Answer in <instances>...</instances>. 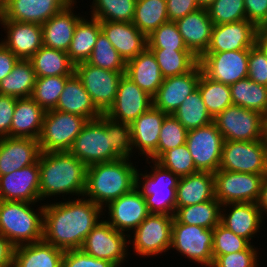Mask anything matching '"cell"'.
Masks as SVG:
<instances>
[{"mask_svg":"<svg viewBox=\"0 0 267 267\" xmlns=\"http://www.w3.org/2000/svg\"><path fill=\"white\" fill-rule=\"evenodd\" d=\"M257 206L261 211L262 217L265 219L264 216L267 217V172L263 176L260 195L257 201Z\"/></svg>","mask_w":267,"mask_h":267,"instance_id":"61","label":"cell"},{"mask_svg":"<svg viewBox=\"0 0 267 267\" xmlns=\"http://www.w3.org/2000/svg\"><path fill=\"white\" fill-rule=\"evenodd\" d=\"M86 62L102 69L120 73L126 72V62L102 31L99 33L92 54Z\"/></svg>","mask_w":267,"mask_h":267,"instance_id":"45","label":"cell"},{"mask_svg":"<svg viewBox=\"0 0 267 267\" xmlns=\"http://www.w3.org/2000/svg\"><path fill=\"white\" fill-rule=\"evenodd\" d=\"M136 0H93L92 18L108 22H133Z\"/></svg>","mask_w":267,"mask_h":267,"instance_id":"44","label":"cell"},{"mask_svg":"<svg viewBox=\"0 0 267 267\" xmlns=\"http://www.w3.org/2000/svg\"><path fill=\"white\" fill-rule=\"evenodd\" d=\"M219 169L265 174L267 172V137L254 141H224Z\"/></svg>","mask_w":267,"mask_h":267,"instance_id":"10","label":"cell"},{"mask_svg":"<svg viewBox=\"0 0 267 267\" xmlns=\"http://www.w3.org/2000/svg\"><path fill=\"white\" fill-rule=\"evenodd\" d=\"M214 198V173L198 171L179 178L176 188V207L191 206Z\"/></svg>","mask_w":267,"mask_h":267,"instance_id":"33","label":"cell"},{"mask_svg":"<svg viewBox=\"0 0 267 267\" xmlns=\"http://www.w3.org/2000/svg\"><path fill=\"white\" fill-rule=\"evenodd\" d=\"M7 0H0V7L6 2Z\"/></svg>","mask_w":267,"mask_h":267,"instance_id":"64","label":"cell"},{"mask_svg":"<svg viewBox=\"0 0 267 267\" xmlns=\"http://www.w3.org/2000/svg\"><path fill=\"white\" fill-rule=\"evenodd\" d=\"M88 119L58 110L45 112L38 138L40 152L69 151Z\"/></svg>","mask_w":267,"mask_h":267,"instance_id":"8","label":"cell"},{"mask_svg":"<svg viewBox=\"0 0 267 267\" xmlns=\"http://www.w3.org/2000/svg\"><path fill=\"white\" fill-rule=\"evenodd\" d=\"M77 1L73 0L63 10L41 25L43 46L67 52L77 23L83 18L74 13Z\"/></svg>","mask_w":267,"mask_h":267,"instance_id":"27","label":"cell"},{"mask_svg":"<svg viewBox=\"0 0 267 267\" xmlns=\"http://www.w3.org/2000/svg\"><path fill=\"white\" fill-rule=\"evenodd\" d=\"M215 0H197L199 6L201 8H207L210 4H212Z\"/></svg>","mask_w":267,"mask_h":267,"instance_id":"63","label":"cell"},{"mask_svg":"<svg viewBox=\"0 0 267 267\" xmlns=\"http://www.w3.org/2000/svg\"><path fill=\"white\" fill-rule=\"evenodd\" d=\"M224 141L262 140L266 135V120L261 113L231 105L213 118Z\"/></svg>","mask_w":267,"mask_h":267,"instance_id":"7","label":"cell"},{"mask_svg":"<svg viewBox=\"0 0 267 267\" xmlns=\"http://www.w3.org/2000/svg\"><path fill=\"white\" fill-rule=\"evenodd\" d=\"M152 105V96L124 74L119 82L115 101L105 115L114 121L131 124Z\"/></svg>","mask_w":267,"mask_h":267,"instance_id":"18","label":"cell"},{"mask_svg":"<svg viewBox=\"0 0 267 267\" xmlns=\"http://www.w3.org/2000/svg\"><path fill=\"white\" fill-rule=\"evenodd\" d=\"M125 75L152 97L164 80L156 57L148 48L126 62Z\"/></svg>","mask_w":267,"mask_h":267,"instance_id":"31","label":"cell"},{"mask_svg":"<svg viewBox=\"0 0 267 267\" xmlns=\"http://www.w3.org/2000/svg\"><path fill=\"white\" fill-rule=\"evenodd\" d=\"M168 20L175 22L201 8L197 0H166Z\"/></svg>","mask_w":267,"mask_h":267,"instance_id":"58","label":"cell"},{"mask_svg":"<svg viewBox=\"0 0 267 267\" xmlns=\"http://www.w3.org/2000/svg\"><path fill=\"white\" fill-rule=\"evenodd\" d=\"M63 250L39 241L14 248L12 267H62Z\"/></svg>","mask_w":267,"mask_h":267,"instance_id":"34","label":"cell"},{"mask_svg":"<svg viewBox=\"0 0 267 267\" xmlns=\"http://www.w3.org/2000/svg\"><path fill=\"white\" fill-rule=\"evenodd\" d=\"M69 197L65 202L44 203L42 240L63 251L80 249L105 214L102 207L84 196Z\"/></svg>","mask_w":267,"mask_h":267,"instance_id":"1","label":"cell"},{"mask_svg":"<svg viewBox=\"0 0 267 267\" xmlns=\"http://www.w3.org/2000/svg\"><path fill=\"white\" fill-rule=\"evenodd\" d=\"M15 246L0 234V267H12Z\"/></svg>","mask_w":267,"mask_h":267,"instance_id":"60","label":"cell"},{"mask_svg":"<svg viewBox=\"0 0 267 267\" xmlns=\"http://www.w3.org/2000/svg\"><path fill=\"white\" fill-rule=\"evenodd\" d=\"M40 153L39 142L34 138H0V176L34 164Z\"/></svg>","mask_w":267,"mask_h":267,"instance_id":"26","label":"cell"},{"mask_svg":"<svg viewBox=\"0 0 267 267\" xmlns=\"http://www.w3.org/2000/svg\"><path fill=\"white\" fill-rule=\"evenodd\" d=\"M147 48L149 50L190 51L173 21L162 24L147 36Z\"/></svg>","mask_w":267,"mask_h":267,"instance_id":"47","label":"cell"},{"mask_svg":"<svg viewBox=\"0 0 267 267\" xmlns=\"http://www.w3.org/2000/svg\"><path fill=\"white\" fill-rule=\"evenodd\" d=\"M167 22L166 0H136L132 23L146 37Z\"/></svg>","mask_w":267,"mask_h":267,"instance_id":"40","label":"cell"},{"mask_svg":"<svg viewBox=\"0 0 267 267\" xmlns=\"http://www.w3.org/2000/svg\"><path fill=\"white\" fill-rule=\"evenodd\" d=\"M247 77L267 86V55L256 44L249 49Z\"/></svg>","mask_w":267,"mask_h":267,"instance_id":"54","label":"cell"},{"mask_svg":"<svg viewBox=\"0 0 267 267\" xmlns=\"http://www.w3.org/2000/svg\"><path fill=\"white\" fill-rule=\"evenodd\" d=\"M73 0H7L0 9V20L42 25Z\"/></svg>","mask_w":267,"mask_h":267,"instance_id":"19","label":"cell"},{"mask_svg":"<svg viewBox=\"0 0 267 267\" xmlns=\"http://www.w3.org/2000/svg\"><path fill=\"white\" fill-rule=\"evenodd\" d=\"M62 267H117L105 259L86 254L81 249L67 250L62 258Z\"/></svg>","mask_w":267,"mask_h":267,"instance_id":"55","label":"cell"},{"mask_svg":"<svg viewBox=\"0 0 267 267\" xmlns=\"http://www.w3.org/2000/svg\"><path fill=\"white\" fill-rule=\"evenodd\" d=\"M69 77L47 76L37 78L31 98L45 111L54 110Z\"/></svg>","mask_w":267,"mask_h":267,"instance_id":"46","label":"cell"},{"mask_svg":"<svg viewBox=\"0 0 267 267\" xmlns=\"http://www.w3.org/2000/svg\"><path fill=\"white\" fill-rule=\"evenodd\" d=\"M227 213V214H226ZM264 218L257 203H230L221 205L220 223L251 244L253 237L260 232Z\"/></svg>","mask_w":267,"mask_h":267,"instance_id":"25","label":"cell"},{"mask_svg":"<svg viewBox=\"0 0 267 267\" xmlns=\"http://www.w3.org/2000/svg\"><path fill=\"white\" fill-rule=\"evenodd\" d=\"M249 50L204 53L199 58L202 72L210 79L231 85L248 76Z\"/></svg>","mask_w":267,"mask_h":267,"instance_id":"16","label":"cell"},{"mask_svg":"<svg viewBox=\"0 0 267 267\" xmlns=\"http://www.w3.org/2000/svg\"><path fill=\"white\" fill-rule=\"evenodd\" d=\"M187 132L185 127L173 116V114H168L164 118L159 134L157 159L164 152L185 144Z\"/></svg>","mask_w":267,"mask_h":267,"instance_id":"50","label":"cell"},{"mask_svg":"<svg viewBox=\"0 0 267 267\" xmlns=\"http://www.w3.org/2000/svg\"><path fill=\"white\" fill-rule=\"evenodd\" d=\"M0 200L40 203L38 160L0 176Z\"/></svg>","mask_w":267,"mask_h":267,"instance_id":"22","label":"cell"},{"mask_svg":"<svg viewBox=\"0 0 267 267\" xmlns=\"http://www.w3.org/2000/svg\"><path fill=\"white\" fill-rule=\"evenodd\" d=\"M36 73L29 59H19L10 74L0 81V94L15 98L31 97Z\"/></svg>","mask_w":267,"mask_h":267,"instance_id":"37","label":"cell"},{"mask_svg":"<svg viewBox=\"0 0 267 267\" xmlns=\"http://www.w3.org/2000/svg\"><path fill=\"white\" fill-rule=\"evenodd\" d=\"M202 69L198 63L190 72L163 80L152 97L153 106L166 114H173L183 101L197 89Z\"/></svg>","mask_w":267,"mask_h":267,"instance_id":"20","label":"cell"},{"mask_svg":"<svg viewBox=\"0 0 267 267\" xmlns=\"http://www.w3.org/2000/svg\"><path fill=\"white\" fill-rule=\"evenodd\" d=\"M145 163H152L151 171L137 170L136 187L145 197L149 212L174 215L179 177L154 160L147 159Z\"/></svg>","mask_w":267,"mask_h":267,"instance_id":"5","label":"cell"},{"mask_svg":"<svg viewBox=\"0 0 267 267\" xmlns=\"http://www.w3.org/2000/svg\"><path fill=\"white\" fill-rule=\"evenodd\" d=\"M19 58L0 42V81L13 70Z\"/></svg>","mask_w":267,"mask_h":267,"instance_id":"59","label":"cell"},{"mask_svg":"<svg viewBox=\"0 0 267 267\" xmlns=\"http://www.w3.org/2000/svg\"><path fill=\"white\" fill-rule=\"evenodd\" d=\"M155 55L163 78L190 72L199 59L191 51L151 50Z\"/></svg>","mask_w":267,"mask_h":267,"instance_id":"43","label":"cell"},{"mask_svg":"<svg viewBox=\"0 0 267 267\" xmlns=\"http://www.w3.org/2000/svg\"><path fill=\"white\" fill-rule=\"evenodd\" d=\"M131 160L120 158L88 166L84 197L104 208L135 188L137 166Z\"/></svg>","mask_w":267,"mask_h":267,"instance_id":"3","label":"cell"},{"mask_svg":"<svg viewBox=\"0 0 267 267\" xmlns=\"http://www.w3.org/2000/svg\"><path fill=\"white\" fill-rule=\"evenodd\" d=\"M17 98L0 94V138L10 136V128Z\"/></svg>","mask_w":267,"mask_h":267,"instance_id":"56","label":"cell"},{"mask_svg":"<svg viewBox=\"0 0 267 267\" xmlns=\"http://www.w3.org/2000/svg\"><path fill=\"white\" fill-rule=\"evenodd\" d=\"M251 243L219 223L213 229V260L219 255L246 250Z\"/></svg>","mask_w":267,"mask_h":267,"instance_id":"51","label":"cell"},{"mask_svg":"<svg viewBox=\"0 0 267 267\" xmlns=\"http://www.w3.org/2000/svg\"><path fill=\"white\" fill-rule=\"evenodd\" d=\"M69 152L87 167L96 163L126 158L113 144L112 133L105 127V114L88 120Z\"/></svg>","mask_w":267,"mask_h":267,"instance_id":"6","label":"cell"},{"mask_svg":"<svg viewBox=\"0 0 267 267\" xmlns=\"http://www.w3.org/2000/svg\"><path fill=\"white\" fill-rule=\"evenodd\" d=\"M266 120V135H267V116L265 117Z\"/></svg>","mask_w":267,"mask_h":267,"instance_id":"65","label":"cell"},{"mask_svg":"<svg viewBox=\"0 0 267 267\" xmlns=\"http://www.w3.org/2000/svg\"><path fill=\"white\" fill-rule=\"evenodd\" d=\"M38 165L41 201L61 194L63 200L64 195L84 196L87 166L69 151L41 152Z\"/></svg>","mask_w":267,"mask_h":267,"instance_id":"2","label":"cell"},{"mask_svg":"<svg viewBox=\"0 0 267 267\" xmlns=\"http://www.w3.org/2000/svg\"><path fill=\"white\" fill-rule=\"evenodd\" d=\"M233 105L254 110L267 116V86L253 82L248 77L231 85Z\"/></svg>","mask_w":267,"mask_h":267,"instance_id":"38","label":"cell"},{"mask_svg":"<svg viewBox=\"0 0 267 267\" xmlns=\"http://www.w3.org/2000/svg\"><path fill=\"white\" fill-rule=\"evenodd\" d=\"M45 112L31 97L17 98L11 122L10 137L38 140Z\"/></svg>","mask_w":267,"mask_h":267,"instance_id":"32","label":"cell"},{"mask_svg":"<svg viewBox=\"0 0 267 267\" xmlns=\"http://www.w3.org/2000/svg\"><path fill=\"white\" fill-rule=\"evenodd\" d=\"M206 9L214 25L246 20L244 0H215Z\"/></svg>","mask_w":267,"mask_h":267,"instance_id":"49","label":"cell"},{"mask_svg":"<svg viewBox=\"0 0 267 267\" xmlns=\"http://www.w3.org/2000/svg\"><path fill=\"white\" fill-rule=\"evenodd\" d=\"M156 162L179 178L198 172L186 143L164 152Z\"/></svg>","mask_w":267,"mask_h":267,"instance_id":"48","label":"cell"},{"mask_svg":"<svg viewBox=\"0 0 267 267\" xmlns=\"http://www.w3.org/2000/svg\"><path fill=\"white\" fill-rule=\"evenodd\" d=\"M173 220L174 215L150 213L131 233L133 236H128L136 255L149 258L168 252L172 242Z\"/></svg>","mask_w":267,"mask_h":267,"instance_id":"9","label":"cell"},{"mask_svg":"<svg viewBox=\"0 0 267 267\" xmlns=\"http://www.w3.org/2000/svg\"><path fill=\"white\" fill-rule=\"evenodd\" d=\"M251 244L246 250L217 256L211 267H258L259 251Z\"/></svg>","mask_w":267,"mask_h":267,"instance_id":"52","label":"cell"},{"mask_svg":"<svg viewBox=\"0 0 267 267\" xmlns=\"http://www.w3.org/2000/svg\"><path fill=\"white\" fill-rule=\"evenodd\" d=\"M173 116L187 131L209 125L213 122V117L209 114L198 88L187 96L173 113Z\"/></svg>","mask_w":267,"mask_h":267,"instance_id":"41","label":"cell"},{"mask_svg":"<svg viewBox=\"0 0 267 267\" xmlns=\"http://www.w3.org/2000/svg\"><path fill=\"white\" fill-rule=\"evenodd\" d=\"M264 174L231 172L214 173L215 198L221 203H257Z\"/></svg>","mask_w":267,"mask_h":267,"instance_id":"13","label":"cell"},{"mask_svg":"<svg viewBox=\"0 0 267 267\" xmlns=\"http://www.w3.org/2000/svg\"><path fill=\"white\" fill-rule=\"evenodd\" d=\"M37 78L47 76H71L75 64L67 52L42 46L30 59Z\"/></svg>","mask_w":267,"mask_h":267,"instance_id":"35","label":"cell"},{"mask_svg":"<svg viewBox=\"0 0 267 267\" xmlns=\"http://www.w3.org/2000/svg\"><path fill=\"white\" fill-rule=\"evenodd\" d=\"M213 229L179 223L175 218L172 226L171 248L201 266L213 263Z\"/></svg>","mask_w":267,"mask_h":267,"instance_id":"11","label":"cell"},{"mask_svg":"<svg viewBox=\"0 0 267 267\" xmlns=\"http://www.w3.org/2000/svg\"><path fill=\"white\" fill-rule=\"evenodd\" d=\"M103 210L109 216L105 220L119 232H127V235H131L150 214L145 197L137 187L108 203Z\"/></svg>","mask_w":267,"mask_h":267,"instance_id":"17","label":"cell"},{"mask_svg":"<svg viewBox=\"0 0 267 267\" xmlns=\"http://www.w3.org/2000/svg\"><path fill=\"white\" fill-rule=\"evenodd\" d=\"M105 127L108 133H112L114 146L126 157H133L130 124L117 122L105 115Z\"/></svg>","mask_w":267,"mask_h":267,"instance_id":"53","label":"cell"},{"mask_svg":"<svg viewBox=\"0 0 267 267\" xmlns=\"http://www.w3.org/2000/svg\"><path fill=\"white\" fill-rule=\"evenodd\" d=\"M74 73L95 106L105 114L115 101L119 82L125 73L102 69L87 62L76 64Z\"/></svg>","mask_w":267,"mask_h":267,"instance_id":"14","label":"cell"},{"mask_svg":"<svg viewBox=\"0 0 267 267\" xmlns=\"http://www.w3.org/2000/svg\"><path fill=\"white\" fill-rule=\"evenodd\" d=\"M221 203L216 199L207 202L175 207L174 218L179 223L214 229L220 223Z\"/></svg>","mask_w":267,"mask_h":267,"instance_id":"39","label":"cell"},{"mask_svg":"<svg viewBox=\"0 0 267 267\" xmlns=\"http://www.w3.org/2000/svg\"><path fill=\"white\" fill-rule=\"evenodd\" d=\"M35 204L0 200V234L15 247L43 239L44 204L34 210Z\"/></svg>","mask_w":267,"mask_h":267,"instance_id":"4","label":"cell"},{"mask_svg":"<svg viewBox=\"0 0 267 267\" xmlns=\"http://www.w3.org/2000/svg\"><path fill=\"white\" fill-rule=\"evenodd\" d=\"M246 20L257 27L267 26V0H244Z\"/></svg>","mask_w":267,"mask_h":267,"instance_id":"57","label":"cell"},{"mask_svg":"<svg viewBox=\"0 0 267 267\" xmlns=\"http://www.w3.org/2000/svg\"><path fill=\"white\" fill-rule=\"evenodd\" d=\"M258 27L248 20L214 25L205 53L249 50L256 44Z\"/></svg>","mask_w":267,"mask_h":267,"instance_id":"23","label":"cell"},{"mask_svg":"<svg viewBox=\"0 0 267 267\" xmlns=\"http://www.w3.org/2000/svg\"><path fill=\"white\" fill-rule=\"evenodd\" d=\"M256 45L267 55V26L258 27Z\"/></svg>","mask_w":267,"mask_h":267,"instance_id":"62","label":"cell"},{"mask_svg":"<svg viewBox=\"0 0 267 267\" xmlns=\"http://www.w3.org/2000/svg\"><path fill=\"white\" fill-rule=\"evenodd\" d=\"M175 23L186 47L199 59L209 47L214 27L207 9L199 8Z\"/></svg>","mask_w":267,"mask_h":267,"instance_id":"28","label":"cell"},{"mask_svg":"<svg viewBox=\"0 0 267 267\" xmlns=\"http://www.w3.org/2000/svg\"><path fill=\"white\" fill-rule=\"evenodd\" d=\"M83 17L76 25L70 47L67 51L68 57L76 65L86 62L93 51L97 37L101 32L100 20Z\"/></svg>","mask_w":267,"mask_h":267,"instance_id":"36","label":"cell"},{"mask_svg":"<svg viewBox=\"0 0 267 267\" xmlns=\"http://www.w3.org/2000/svg\"><path fill=\"white\" fill-rule=\"evenodd\" d=\"M103 219L86 236L80 249L88 255L108 260L117 267H122V263L124 264L130 254L127 241L129 235L114 229Z\"/></svg>","mask_w":267,"mask_h":267,"instance_id":"12","label":"cell"},{"mask_svg":"<svg viewBox=\"0 0 267 267\" xmlns=\"http://www.w3.org/2000/svg\"><path fill=\"white\" fill-rule=\"evenodd\" d=\"M223 142L213 122L187 132L186 145L198 171L215 173L219 169Z\"/></svg>","mask_w":267,"mask_h":267,"instance_id":"15","label":"cell"},{"mask_svg":"<svg viewBox=\"0 0 267 267\" xmlns=\"http://www.w3.org/2000/svg\"><path fill=\"white\" fill-rule=\"evenodd\" d=\"M55 110L76 114L88 120L97 119L103 114L95 106L75 73L66 80Z\"/></svg>","mask_w":267,"mask_h":267,"instance_id":"30","label":"cell"},{"mask_svg":"<svg viewBox=\"0 0 267 267\" xmlns=\"http://www.w3.org/2000/svg\"><path fill=\"white\" fill-rule=\"evenodd\" d=\"M6 36L0 40L19 59H30L42 46V27L35 23L0 20Z\"/></svg>","mask_w":267,"mask_h":267,"instance_id":"24","label":"cell"},{"mask_svg":"<svg viewBox=\"0 0 267 267\" xmlns=\"http://www.w3.org/2000/svg\"><path fill=\"white\" fill-rule=\"evenodd\" d=\"M197 88L209 114L214 118L217 114L233 105L230 87L227 84L208 78L203 72Z\"/></svg>","mask_w":267,"mask_h":267,"instance_id":"42","label":"cell"},{"mask_svg":"<svg viewBox=\"0 0 267 267\" xmlns=\"http://www.w3.org/2000/svg\"><path fill=\"white\" fill-rule=\"evenodd\" d=\"M101 31L125 62L147 48V37L132 22L100 21Z\"/></svg>","mask_w":267,"mask_h":267,"instance_id":"29","label":"cell"},{"mask_svg":"<svg viewBox=\"0 0 267 267\" xmlns=\"http://www.w3.org/2000/svg\"><path fill=\"white\" fill-rule=\"evenodd\" d=\"M167 115L152 105L130 124L133 154L138 150V155L146 157V160H157L159 134Z\"/></svg>","mask_w":267,"mask_h":267,"instance_id":"21","label":"cell"}]
</instances>
